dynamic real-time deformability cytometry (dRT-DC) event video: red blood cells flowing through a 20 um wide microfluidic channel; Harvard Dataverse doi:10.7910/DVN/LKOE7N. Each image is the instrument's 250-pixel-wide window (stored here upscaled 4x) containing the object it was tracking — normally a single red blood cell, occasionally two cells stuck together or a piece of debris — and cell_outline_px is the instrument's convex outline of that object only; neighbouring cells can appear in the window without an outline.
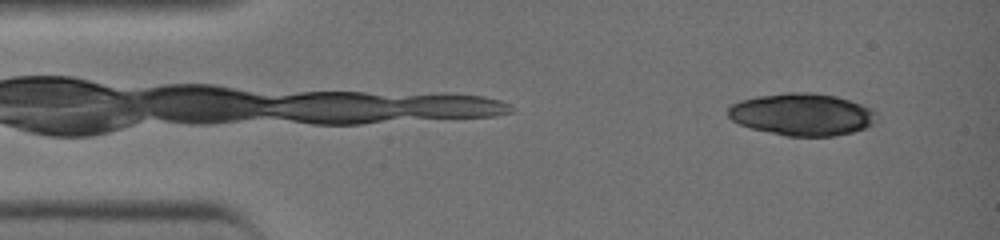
{"species": "common noctule bat (a hibernating species)", "species_latin": "Nyctalus noctula", "temperature_condition": "warm", "stored_images_in_passage": 9, "camera_frame_rate_fps": 3000, "um_per_image_px": 0.085, "animal": {"sex": "female", "body_mass_g": 19.0, "forearm_length_mm": 51.5}, "frame": {"image": 1, "passage_image": 3, "time_ms": 0.667, "image_size_px": [1000, 240], "cell_outline_px": [[876, 120], [872, 124], [864, 128], [852, 132], [832, 136], [788, 136], [752, 128], [740, 124], [732, 120], [728, 116], [728, 108], [732, 104], [740, 100], [756, 96], [784, 92], [812, 92], [836, 96], [872, 108], [876, 112]], "centroid_in_image_um": [68.17, 9.71], "position_along_channel_um": 16.8, "area_um2": 36.47}}